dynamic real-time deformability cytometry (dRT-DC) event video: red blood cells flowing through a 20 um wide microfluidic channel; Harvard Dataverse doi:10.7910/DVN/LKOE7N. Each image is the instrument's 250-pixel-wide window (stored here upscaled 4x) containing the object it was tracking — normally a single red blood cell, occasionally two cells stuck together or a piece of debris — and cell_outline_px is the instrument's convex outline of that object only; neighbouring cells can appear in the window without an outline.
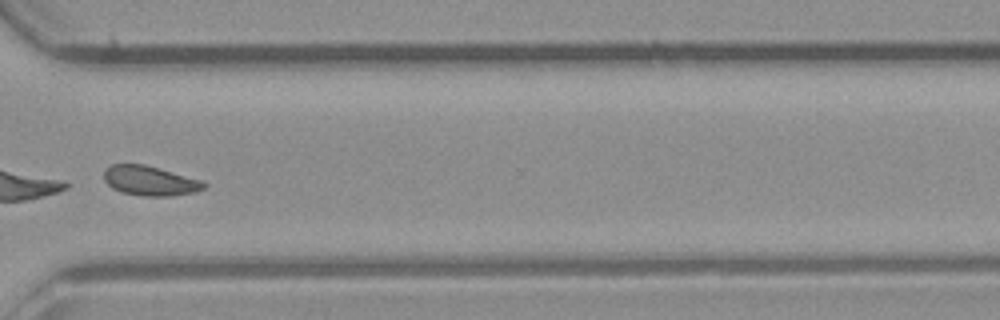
{"species": "common noctule bat (a hibernating species)", "species_latin": "Nyctalus noctula", "temperature_condition": "room temperature", "stored_images_in_passage": 36, "camera_frame_rate_fps": 3000, "um_per_image_px": 0.085, "animal": {"sex": "male", "body_mass_g": 23.1, "forearm_length_mm": 52.7}, "frame": {"image": 1, "passage_image": 31, "time_ms": 10.0, "image_size_px": [1000, 320], "cell_outline_px": [[208, 184], [204, 188], [196, 192], [172, 196], [140, 196], [124, 192], [112, 188], [104, 180], [104, 168], [112, 164], [144, 164], [204, 180]], "centroid_in_image_um": [12.78, 15.36], "position_along_channel_um": 357.8, "area_um2": 17.51}}